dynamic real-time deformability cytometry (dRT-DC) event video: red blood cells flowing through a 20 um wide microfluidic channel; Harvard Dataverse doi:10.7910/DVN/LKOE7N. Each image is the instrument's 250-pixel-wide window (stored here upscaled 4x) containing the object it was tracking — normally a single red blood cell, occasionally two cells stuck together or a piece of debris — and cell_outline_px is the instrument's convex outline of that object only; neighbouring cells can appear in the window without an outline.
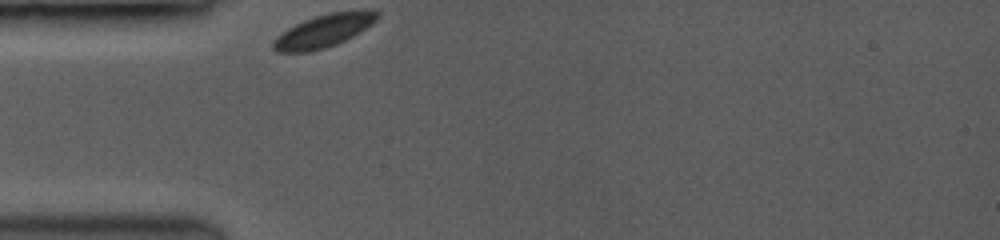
{"species": "common noctule bat (a hibernating species)", "species_latin": "Nyctalus noctula", "temperature_condition": "room temperature", "stored_images_in_passage": 26, "camera_frame_rate_fps": 3500, "um_per_image_px": 0.085, "animal": {"sex": "female", "body_mass_g": 19.0, "forearm_length_mm": 53.3}, "frame": {"image": 1, "passage_image": 1, "time_ms": 0.0, "image_size_px": [1000, 240], "cell_outline_px": [[380, 16], [372, 24], [352, 36], [336, 44], [324, 48], [308, 52], [276, 52], [272, 48], [272, 44], [276, 36], [280, 32], [304, 20], [328, 12], [380, 12]], "centroid_in_image_um": [27.43, 2.65], "position_along_channel_um": 57.6, "area_um2": 19.42}}
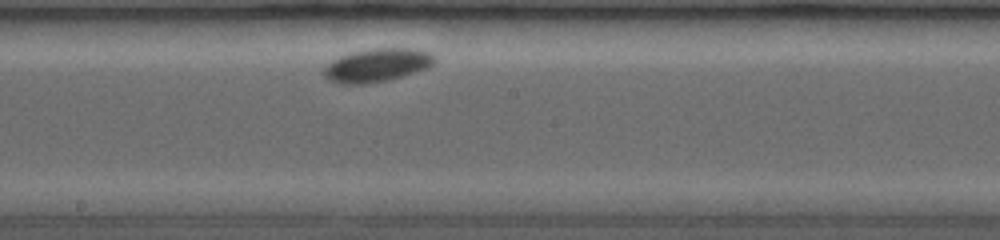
{"frame": {"image": 2, "passage_image": 12, "time_ms": 4.571, "image_size_px": [1000, 240], "cell_outline_px": [[436, 60], [428, 68], [388, 80], [364, 84], [340, 84], [328, 80], [324, 72], [328, 64], [332, 60], [340, 56], [352, 52], [372, 48], [416, 48], [432, 52], [436, 56]], "centroid_in_image_um": [32.1, 5.53], "position_along_channel_um": 216.1, "area_um2": 21.56}}
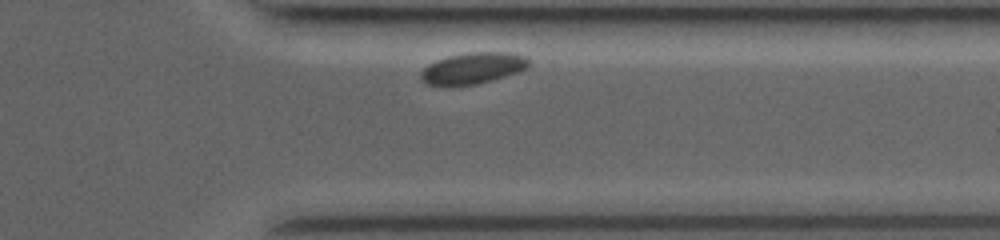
{"frame": {"image": 3, "passage_image": 23, "time_ms": 8.857, "image_size_px": [1000, 240], "cell_outline_px": [[528, 64], [524, 68], [516, 72], [504, 76], [476, 84], [428, 84], [420, 76], [420, 72], [428, 64], [436, 60], [448, 56], [468, 52], [512, 52], [528, 56]], "centroid_in_image_um": [40.21, 5.75], "position_along_channel_um": 371.2, "area_um2": 19.19}}